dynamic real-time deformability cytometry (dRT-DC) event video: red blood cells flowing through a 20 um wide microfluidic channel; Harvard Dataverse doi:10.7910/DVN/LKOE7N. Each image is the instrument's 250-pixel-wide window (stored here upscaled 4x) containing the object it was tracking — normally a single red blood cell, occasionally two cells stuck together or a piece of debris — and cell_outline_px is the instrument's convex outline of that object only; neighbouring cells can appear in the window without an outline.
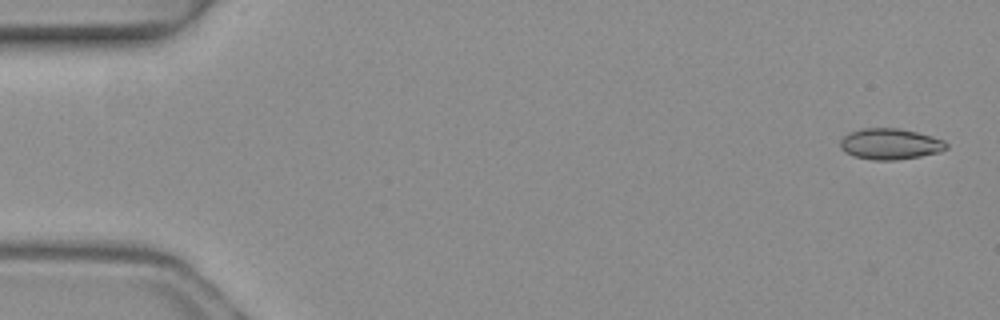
{"species": "common noctule bat (a hibernating species)", "species_latin": "Nyctalus noctula", "temperature_condition": "warm", "stored_images_in_passage": 6, "camera_frame_rate_fps": 3000, "um_per_image_px": 0.085, "animal": {"sex": "female", "body_mass_g": 19.3, "forearm_length_mm": 54.1}, "frame": {"image": 1, "passage_image": 1, "time_ms": 0.0, "image_size_px": [1000, 320], "cell_outline_px": [[948, 148], [940, 152], [920, 156], [896, 160], [872, 160], [852, 156], [844, 152], [840, 148], [840, 140], [848, 132], [864, 128], [896, 128], [916, 132], [932, 136], [944, 140], [948, 144]], "centroid_in_image_um": [75.64, 12.24], "position_along_channel_um": 9.4, "area_um2": 19.31}}
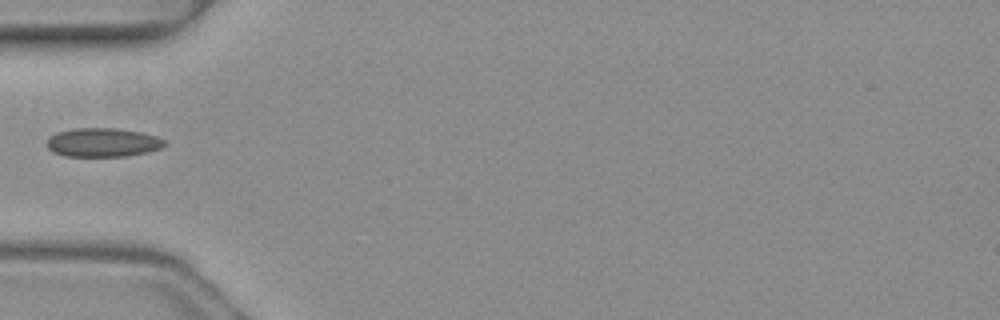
{"frame": {"image": 2, "passage_image": 5, "time_ms": 1.333, "image_size_px": [1000, 320], "cell_outline_px": [[164, 148], [148, 152], [128, 156], [64, 156], [52, 152], [48, 148], [48, 136], [56, 132], [72, 128], [116, 128], [140, 132], [156, 136], [164, 140]], "centroid_in_image_um": [8.72, 12.11], "position_along_channel_um": 76.3, "area_um2": 19.94}}
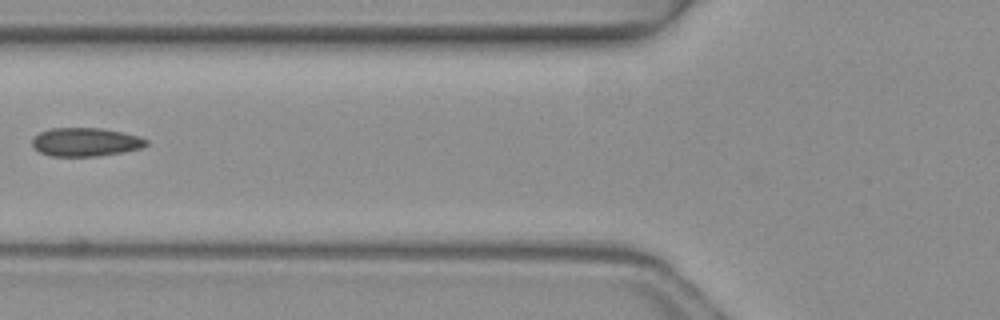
{"frame": {"image": 3, "passage_image": 6, "time_ms": 1.667, "image_size_px": [1000, 320], "cell_outline_px": [[148, 144], [140, 148], [124, 152], [96, 156], [48, 156], [32, 148], [32, 140], [40, 132], [52, 128], [104, 128], [124, 132], [140, 136], [148, 140]], "centroid_in_image_um": [7.28, 12.07], "position_along_channel_um": 118.5, "area_um2": 19.13}}